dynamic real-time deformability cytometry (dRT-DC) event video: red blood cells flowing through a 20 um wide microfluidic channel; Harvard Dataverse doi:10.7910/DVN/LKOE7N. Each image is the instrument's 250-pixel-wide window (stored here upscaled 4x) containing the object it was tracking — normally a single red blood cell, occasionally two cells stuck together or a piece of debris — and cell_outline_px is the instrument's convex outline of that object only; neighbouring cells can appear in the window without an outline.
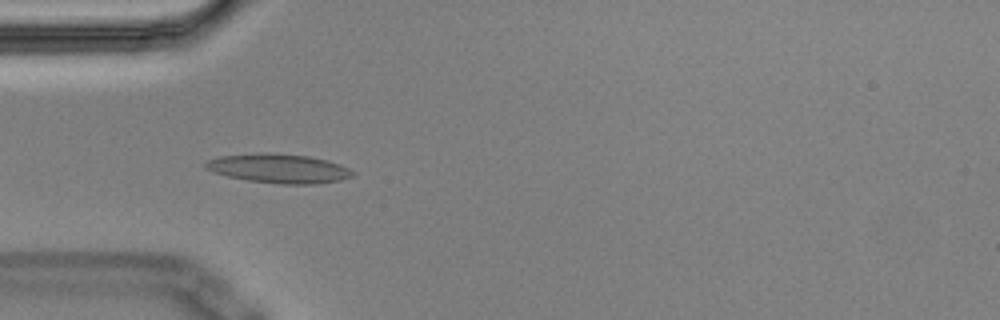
{"species": "Egyptian fruit bat (a non-hibernating species)", "species_latin": "Rousettus aegyptiacus", "temperature_condition": "cold", "stored_images_in_passage": 4, "camera_frame_rate_fps": 3000, "um_per_image_px": 0.085, "animal": {"sex": "male"}, "frame": {"image": 1, "passage_image": 3, "time_ms": 0.667, "image_size_px": [1000, 320], "cell_outline_px": [[356, 172], [352, 176], [340, 180], [316, 184], [280, 184], [248, 180], [228, 176], [204, 168], [204, 164], [208, 160], [220, 156], [264, 152], [308, 156], [328, 160], [340, 164]], "centroid_in_image_um": [23.72, 14.32], "position_along_channel_um": 61.3, "area_um2": 24.91}}